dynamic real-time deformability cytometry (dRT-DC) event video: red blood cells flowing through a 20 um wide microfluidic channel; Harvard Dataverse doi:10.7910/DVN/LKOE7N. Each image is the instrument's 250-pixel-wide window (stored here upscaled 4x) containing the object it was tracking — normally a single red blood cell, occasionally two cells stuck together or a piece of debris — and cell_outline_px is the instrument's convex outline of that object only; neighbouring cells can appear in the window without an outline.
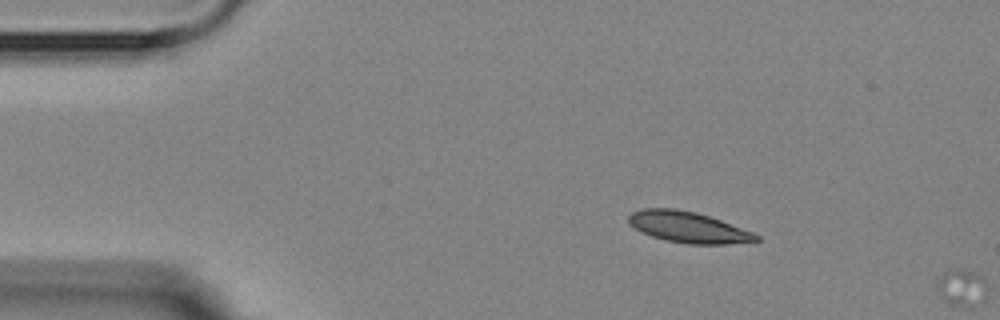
{"species": "Egyptian fruit bat (a non-hibernating species)", "species_latin": "Rousettus aegyptiacus", "temperature_condition": "room temperature", "stored_images_in_passage": 4, "segment_of_instrument_passage": [1, 2], "camera_frame_rate_fps": 3000, "um_per_image_px": 0.085, "animal": {"sex": "female"}, "frame": {"image": 1, "passage_image": 3, "time_ms": 2.333, "image_size_px": [1000, 320], "cell_outline_px": [[760, 240], [724, 244], [688, 244], [664, 240], [652, 236], [628, 224], [628, 216], [632, 212], [644, 208], [676, 208], [696, 212], [720, 220], [752, 232], [760, 236]], "centroid_in_image_um": [58.46, 19.3], "position_along_channel_um": 26.5, "area_um2": 22.83}}